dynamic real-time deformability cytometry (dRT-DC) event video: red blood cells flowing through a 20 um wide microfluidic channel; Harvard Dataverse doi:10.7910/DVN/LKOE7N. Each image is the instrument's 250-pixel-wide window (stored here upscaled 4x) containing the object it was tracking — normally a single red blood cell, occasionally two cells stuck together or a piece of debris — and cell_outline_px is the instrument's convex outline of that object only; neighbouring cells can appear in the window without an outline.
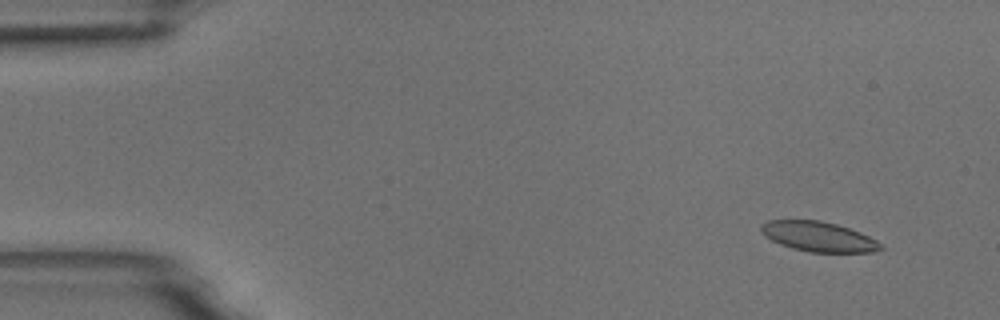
{"species": "common noctule bat (a hibernating species)", "species_latin": "Nyctalus noctula", "temperature_condition": "room temperature", "stored_images_in_passage": 10, "camera_frame_rate_fps": 3000, "um_per_image_px": 0.085, "animal": {"sex": "male", "body_mass_g": 18.8}, "frame": {"image": 1, "passage_image": 2, "time_ms": 1.333, "image_size_px": [1000, 320], "cell_outline_px": [[884, 248], [872, 252], [808, 252], [792, 248], [780, 244], [764, 236], [760, 232], [760, 224], [768, 220], [820, 220], [836, 224], [860, 232], [876, 240]], "centroid_in_image_um": [69.53, 20.11], "position_along_channel_um": 15.5, "area_um2": 20.87}}
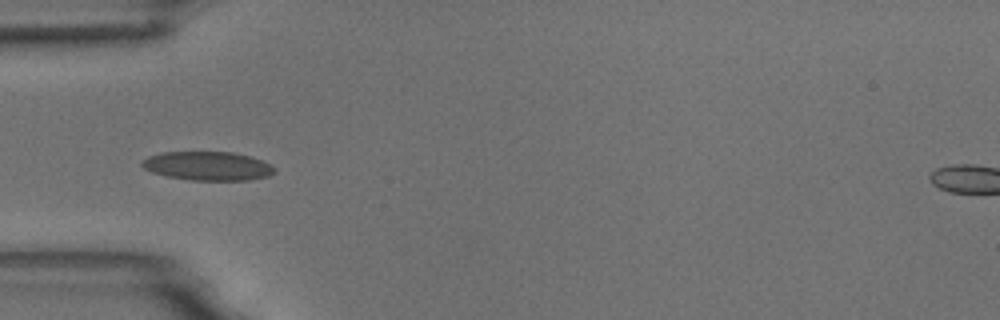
{"frame": {"image": 2, "passage_image": 5, "time_ms": 5.667, "image_size_px": [1000, 320], "cell_outline_px": [[276, 172], [268, 176], [248, 180], [192, 180], [168, 176], [152, 172], [144, 168], [140, 164], [148, 156], [160, 152], [232, 152], [248, 156], [260, 160], [276, 168]], "centroid_in_image_um": [17.65, 14.1], "position_along_channel_um": 67.4, "area_um2": 22.08}}
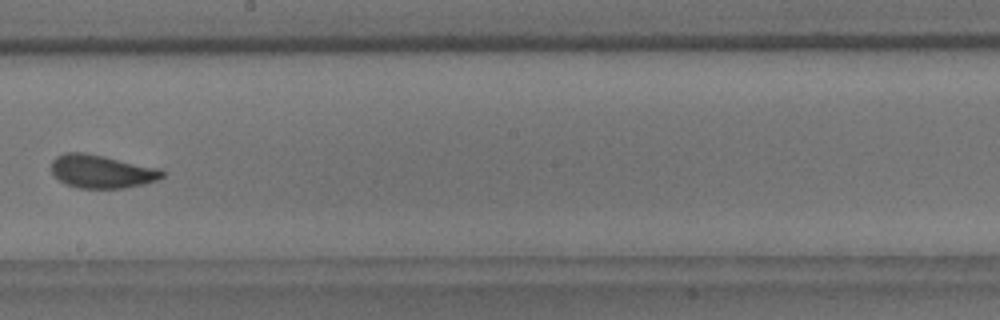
{"frame": {"image": 3, "passage_image": 9, "time_ms": 10.333, "image_size_px": [1000, 320], "cell_outline_px": [[164, 176], [156, 180], [144, 184], [124, 188], [80, 188], [64, 184], [52, 172], [52, 160], [56, 156], [64, 152], [84, 152], [104, 156], [160, 168], [164, 172]], "centroid_in_image_um": [8.64, 14.57], "position_along_channel_um": 239.6, "area_um2": 21.5}}